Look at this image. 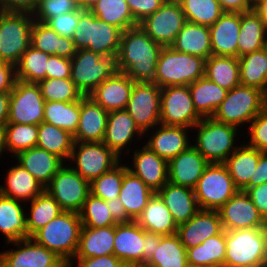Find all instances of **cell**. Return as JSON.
Segmentation results:
<instances>
[{"mask_svg":"<svg viewBox=\"0 0 267 267\" xmlns=\"http://www.w3.org/2000/svg\"><path fill=\"white\" fill-rule=\"evenodd\" d=\"M162 48L139 25L123 31L116 56L117 71L134 82H152Z\"/></svg>","mask_w":267,"mask_h":267,"instance_id":"6da1fadb","label":"cell"},{"mask_svg":"<svg viewBox=\"0 0 267 267\" xmlns=\"http://www.w3.org/2000/svg\"><path fill=\"white\" fill-rule=\"evenodd\" d=\"M82 228L77 212L62 211L44 227L36 231L31 238L60 257L67 267H71L76 254ZM71 261V262H70Z\"/></svg>","mask_w":267,"mask_h":267,"instance_id":"7a4b0ae2","label":"cell"},{"mask_svg":"<svg viewBox=\"0 0 267 267\" xmlns=\"http://www.w3.org/2000/svg\"><path fill=\"white\" fill-rule=\"evenodd\" d=\"M224 267H267V227L226 231Z\"/></svg>","mask_w":267,"mask_h":267,"instance_id":"3957f363","label":"cell"},{"mask_svg":"<svg viewBox=\"0 0 267 267\" xmlns=\"http://www.w3.org/2000/svg\"><path fill=\"white\" fill-rule=\"evenodd\" d=\"M122 32L117 26L96 17L90 10H83L79 14L72 40L76 49H87L103 57L116 58Z\"/></svg>","mask_w":267,"mask_h":267,"instance_id":"277c9868","label":"cell"},{"mask_svg":"<svg viewBox=\"0 0 267 267\" xmlns=\"http://www.w3.org/2000/svg\"><path fill=\"white\" fill-rule=\"evenodd\" d=\"M206 59L163 47L156 66L153 83L160 88L188 86L205 75Z\"/></svg>","mask_w":267,"mask_h":267,"instance_id":"5b68a950","label":"cell"},{"mask_svg":"<svg viewBox=\"0 0 267 267\" xmlns=\"http://www.w3.org/2000/svg\"><path fill=\"white\" fill-rule=\"evenodd\" d=\"M267 107V95L254 87L238 85L227 92L212 116L215 120L238 128L251 122Z\"/></svg>","mask_w":267,"mask_h":267,"instance_id":"8992f818","label":"cell"},{"mask_svg":"<svg viewBox=\"0 0 267 267\" xmlns=\"http://www.w3.org/2000/svg\"><path fill=\"white\" fill-rule=\"evenodd\" d=\"M33 22V14L0 11V61L19 62L30 46Z\"/></svg>","mask_w":267,"mask_h":267,"instance_id":"52a82bcc","label":"cell"},{"mask_svg":"<svg viewBox=\"0 0 267 267\" xmlns=\"http://www.w3.org/2000/svg\"><path fill=\"white\" fill-rule=\"evenodd\" d=\"M194 127L199 128V131L193 146L209 163H224L237 149L233 147L237 127L219 122L213 117L202 118Z\"/></svg>","mask_w":267,"mask_h":267,"instance_id":"ba28073f","label":"cell"},{"mask_svg":"<svg viewBox=\"0 0 267 267\" xmlns=\"http://www.w3.org/2000/svg\"><path fill=\"white\" fill-rule=\"evenodd\" d=\"M116 71V58L87 49H77L71 58V80L85 96Z\"/></svg>","mask_w":267,"mask_h":267,"instance_id":"9c48e42d","label":"cell"},{"mask_svg":"<svg viewBox=\"0 0 267 267\" xmlns=\"http://www.w3.org/2000/svg\"><path fill=\"white\" fill-rule=\"evenodd\" d=\"M239 189L223 163H210L198 180L194 193L202 210H218Z\"/></svg>","mask_w":267,"mask_h":267,"instance_id":"30bf717a","label":"cell"},{"mask_svg":"<svg viewBox=\"0 0 267 267\" xmlns=\"http://www.w3.org/2000/svg\"><path fill=\"white\" fill-rule=\"evenodd\" d=\"M45 191L57 201L63 211L79 213L90 194V182L72 167L62 166L45 187Z\"/></svg>","mask_w":267,"mask_h":267,"instance_id":"8fae6325","label":"cell"},{"mask_svg":"<svg viewBox=\"0 0 267 267\" xmlns=\"http://www.w3.org/2000/svg\"><path fill=\"white\" fill-rule=\"evenodd\" d=\"M186 22L178 0H166L157 11L145 17L138 25L154 42L169 47Z\"/></svg>","mask_w":267,"mask_h":267,"instance_id":"7c38bea8","label":"cell"},{"mask_svg":"<svg viewBox=\"0 0 267 267\" xmlns=\"http://www.w3.org/2000/svg\"><path fill=\"white\" fill-rule=\"evenodd\" d=\"M126 111L145 134L147 130L160 124L161 88L153 82H135Z\"/></svg>","mask_w":267,"mask_h":267,"instance_id":"4fadbf2b","label":"cell"},{"mask_svg":"<svg viewBox=\"0 0 267 267\" xmlns=\"http://www.w3.org/2000/svg\"><path fill=\"white\" fill-rule=\"evenodd\" d=\"M202 117L194 108L189 86L161 88L160 124L192 128Z\"/></svg>","mask_w":267,"mask_h":267,"instance_id":"5bb4252c","label":"cell"},{"mask_svg":"<svg viewBox=\"0 0 267 267\" xmlns=\"http://www.w3.org/2000/svg\"><path fill=\"white\" fill-rule=\"evenodd\" d=\"M45 100L37 83L16 80L10 92L7 123L39 125L44 119Z\"/></svg>","mask_w":267,"mask_h":267,"instance_id":"9a60e30c","label":"cell"},{"mask_svg":"<svg viewBox=\"0 0 267 267\" xmlns=\"http://www.w3.org/2000/svg\"><path fill=\"white\" fill-rule=\"evenodd\" d=\"M69 159H75L77 167L72 168L89 182L120 163L119 156L103 142H74Z\"/></svg>","mask_w":267,"mask_h":267,"instance_id":"2e32d148","label":"cell"},{"mask_svg":"<svg viewBox=\"0 0 267 267\" xmlns=\"http://www.w3.org/2000/svg\"><path fill=\"white\" fill-rule=\"evenodd\" d=\"M11 243L18 249L1 252L0 267H67L54 252L37 244L31 237Z\"/></svg>","mask_w":267,"mask_h":267,"instance_id":"e0dca14e","label":"cell"},{"mask_svg":"<svg viewBox=\"0 0 267 267\" xmlns=\"http://www.w3.org/2000/svg\"><path fill=\"white\" fill-rule=\"evenodd\" d=\"M217 211L225 231L267 227V222L263 219L257 207L243 190H238Z\"/></svg>","mask_w":267,"mask_h":267,"instance_id":"ac0fdd59","label":"cell"},{"mask_svg":"<svg viewBox=\"0 0 267 267\" xmlns=\"http://www.w3.org/2000/svg\"><path fill=\"white\" fill-rule=\"evenodd\" d=\"M210 163L191 146L168 162V182L194 189Z\"/></svg>","mask_w":267,"mask_h":267,"instance_id":"d6986e66","label":"cell"},{"mask_svg":"<svg viewBox=\"0 0 267 267\" xmlns=\"http://www.w3.org/2000/svg\"><path fill=\"white\" fill-rule=\"evenodd\" d=\"M220 215L216 210L200 209L187 222L178 225L177 235L186 249L198 246L206 239L223 231Z\"/></svg>","mask_w":267,"mask_h":267,"instance_id":"ffe728a7","label":"cell"},{"mask_svg":"<svg viewBox=\"0 0 267 267\" xmlns=\"http://www.w3.org/2000/svg\"><path fill=\"white\" fill-rule=\"evenodd\" d=\"M134 83L125 73L116 71L99 84L88 96L108 112L125 110Z\"/></svg>","mask_w":267,"mask_h":267,"instance_id":"44dd1931","label":"cell"},{"mask_svg":"<svg viewBox=\"0 0 267 267\" xmlns=\"http://www.w3.org/2000/svg\"><path fill=\"white\" fill-rule=\"evenodd\" d=\"M108 120V111L91 97L80 99V118L74 142H103Z\"/></svg>","mask_w":267,"mask_h":267,"instance_id":"7402d4cb","label":"cell"},{"mask_svg":"<svg viewBox=\"0 0 267 267\" xmlns=\"http://www.w3.org/2000/svg\"><path fill=\"white\" fill-rule=\"evenodd\" d=\"M209 30L212 55L238 58L240 13L224 12Z\"/></svg>","mask_w":267,"mask_h":267,"instance_id":"603a6c76","label":"cell"},{"mask_svg":"<svg viewBox=\"0 0 267 267\" xmlns=\"http://www.w3.org/2000/svg\"><path fill=\"white\" fill-rule=\"evenodd\" d=\"M134 170L129 171L138 176L151 190L158 192L168 182V161L144 146L133 157Z\"/></svg>","mask_w":267,"mask_h":267,"instance_id":"cb8c5ba5","label":"cell"},{"mask_svg":"<svg viewBox=\"0 0 267 267\" xmlns=\"http://www.w3.org/2000/svg\"><path fill=\"white\" fill-rule=\"evenodd\" d=\"M144 229L136 222L115 225L113 254L122 262L143 263Z\"/></svg>","mask_w":267,"mask_h":267,"instance_id":"d4e9b609","label":"cell"},{"mask_svg":"<svg viewBox=\"0 0 267 267\" xmlns=\"http://www.w3.org/2000/svg\"><path fill=\"white\" fill-rule=\"evenodd\" d=\"M176 225L191 219L199 210L194 189L167 182L158 192Z\"/></svg>","mask_w":267,"mask_h":267,"instance_id":"484cf974","label":"cell"},{"mask_svg":"<svg viewBox=\"0 0 267 267\" xmlns=\"http://www.w3.org/2000/svg\"><path fill=\"white\" fill-rule=\"evenodd\" d=\"M16 158L18 163L29 171L44 188L63 166L61 158L37 146L19 152Z\"/></svg>","mask_w":267,"mask_h":267,"instance_id":"4316f807","label":"cell"},{"mask_svg":"<svg viewBox=\"0 0 267 267\" xmlns=\"http://www.w3.org/2000/svg\"><path fill=\"white\" fill-rule=\"evenodd\" d=\"M30 45L49 55L71 59L76 48L71 37L60 36L46 23L35 21L31 28Z\"/></svg>","mask_w":267,"mask_h":267,"instance_id":"83f0119b","label":"cell"},{"mask_svg":"<svg viewBox=\"0 0 267 267\" xmlns=\"http://www.w3.org/2000/svg\"><path fill=\"white\" fill-rule=\"evenodd\" d=\"M143 135L136 126L134 119L125 110L108 112V120L103 143L107 145L117 156H121L122 148L129 144L135 134Z\"/></svg>","mask_w":267,"mask_h":267,"instance_id":"f1b7e54d","label":"cell"},{"mask_svg":"<svg viewBox=\"0 0 267 267\" xmlns=\"http://www.w3.org/2000/svg\"><path fill=\"white\" fill-rule=\"evenodd\" d=\"M115 226L89 228L82 226L74 258H93L112 255Z\"/></svg>","mask_w":267,"mask_h":267,"instance_id":"f546056e","label":"cell"},{"mask_svg":"<svg viewBox=\"0 0 267 267\" xmlns=\"http://www.w3.org/2000/svg\"><path fill=\"white\" fill-rule=\"evenodd\" d=\"M160 126L145 146L169 162L190 147L185 131L187 127L162 124Z\"/></svg>","mask_w":267,"mask_h":267,"instance_id":"4dcf8cb0","label":"cell"},{"mask_svg":"<svg viewBox=\"0 0 267 267\" xmlns=\"http://www.w3.org/2000/svg\"><path fill=\"white\" fill-rule=\"evenodd\" d=\"M145 231L161 235L177 233V225L164 201L155 192L143 212L135 220Z\"/></svg>","mask_w":267,"mask_h":267,"instance_id":"1f68e13d","label":"cell"},{"mask_svg":"<svg viewBox=\"0 0 267 267\" xmlns=\"http://www.w3.org/2000/svg\"><path fill=\"white\" fill-rule=\"evenodd\" d=\"M171 47L175 51L207 59L212 55L209 26L186 22Z\"/></svg>","mask_w":267,"mask_h":267,"instance_id":"d6a6232c","label":"cell"},{"mask_svg":"<svg viewBox=\"0 0 267 267\" xmlns=\"http://www.w3.org/2000/svg\"><path fill=\"white\" fill-rule=\"evenodd\" d=\"M155 192L151 190L138 176L125 166L119 200L123 203L127 215L135 221L143 212Z\"/></svg>","mask_w":267,"mask_h":267,"instance_id":"836d02e7","label":"cell"},{"mask_svg":"<svg viewBox=\"0 0 267 267\" xmlns=\"http://www.w3.org/2000/svg\"><path fill=\"white\" fill-rule=\"evenodd\" d=\"M266 34L267 26L254 9L240 13L238 57L267 47Z\"/></svg>","mask_w":267,"mask_h":267,"instance_id":"e575fe53","label":"cell"},{"mask_svg":"<svg viewBox=\"0 0 267 267\" xmlns=\"http://www.w3.org/2000/svg\"><path fill=\"white\" fill-rule=\"evenodd\" d=\"M259 159L260 151L248 144L237 147L223 163L239 190H242L250 180H254V171Z\"/></svg>","mask_w":267,"mask_h":267,"instance_id":"d590c367","label":"cell"},{"mask_svg":"<svg viewBox=\"0 0 267 267\" xmlns=\"http://www.w3.org/2000/svg\"><path fill=\"white\" fill-rule=\"evenodd\" d=\"M19 202L0 194V231L8 243L28 238L27 217Z\"/></svg>","mask_w":267,"mask_h":267,"instance_id":"8d00e7d4","label":"cell"},{"mask_svg":"<svg viewBox=\"0 0 267 267\" xmlns=\"http://www.w3.org/2000/svg\"><path fill=\"white\" fill-rule=\"evenodd\" d=\"M188 86L194 108L202 118L212 117L228 92L205 76Z\"/></svg>","mask_w":267,"mask_h":267,"instance_id":"74e56055","label":"cell"},{"mask_svg":"<svg viewBox=\"0 0 267 267\" xmlns=\"http://www.w3.org/2000/svg\"><path fill=\"white\" fill-rule=\"evenodd\" d=\"M226 231L206 239L198 246L187 249L188 265L198 267H224Z\"/></svg>","mask_w":267,"mask_h":267,"instance_id":"f35d334b","label":"cell"},{"mask_svg":"<svg viewBox=\"0 0 267 267\" xmlns=\"http://www.w3.org/2000/svg\"><path fill=\"white\" fill-rule=\"evenodd\" d=\"M6 180L7 188L0 186V194L15 200H33L45 190L20 164L9 169Z\"/></svg>","mask_w":267,"mask_h":267,"instance_id":"ab89813d","label":"cell"},{"mask_svg":"<svg viewBox=\"0 0 267 267\" xmlns=\"http://www.w3.org/2000/svg\"><path fill=\"white\" fill-rule=\"evenodd\" d=\"M240 85L257 88L267 95V47L238 57Z\"/></svg>","mask_w":267,"mask_h":267,"instance_id":"60d3db41","label":"cell"},{"mask_svg":"<svg viewBox=\"0 0 267 267\" xmlns=\"http://www.w3.org/2000/svg\"><path fill=\"white\" fill-rule=\"evenodd\" d=\"M205 77L230 91L240 85V68L237 57L209 56L205 61Z\"/></svg>","mask_w":267,"mask_h":267,"instance_id":"b9f144b4","label":"cell"},{"mask_svg":"<svg viewBox=\"0 0 267 267\" xmlns=\"http://www.w3.org/2000/svg\"><path fill=\"white\" fill-rule=\"evenodd\" d=\"M146 265L148 267H188L187 249L177 234L164 235Z\"/></svg>","mask_w":267,"mask_h":267,"instance_id":"7bdbcfd3","label":"cell"},{"mask_svg":"<svg viewBox=\"0 0 267 267\" xmlns=\"http://www.w3.org/2000/svg\"><path fill=\"white\" fill-rule=\"evenodd\" d=\"M79 118L80 100L73 102L45 101L44 122L74 135L79 124Z\"/></svg>","mask_w":267,"mask_h":267,"instance_id":"ee69618b","label":"cell"},{"mask_svg":"<svg viewBox=\"0 0 267 267\" xmlns=\"http://www.w3.org/2000/svg\"><path fill=\"white\" fill-rule=\"evenodd\" d=\"M73 144V135L69 132L44 121L38 125L37 147L65 161L64 159H69L71 156Z\"/></svg>","mask_w":267,"mask_h":267,"instance_id":"f6af8a7d","label":"cell"},{"mask_svg":"<svg viewBox=\"0 0 267 267\" xmlns=\"http://www.w3.org/2000/svg\"><path fill=\"white\" fill-rule=\"evenodd\" d=\"M90 11L99 19L125 31L138 26L126 0H98Z\"/></svg>","mask_w":267,"mask_h":267,"instance_id":"bcb514c9","label":"cell"},{"mask_svg":"<svg viewBox=\"0 0 267 267\" xmlns=\"http://www.w3.org/2000/svg\"><path fill=\"white\" fill-rule=\"evenodd\" d=\"M50 55L29 46L15 65L16 80L38 83L46 79V68Z\"/></svg>","mask_w":267,"mask_h":267,"instance_id":"7dc6e473","label":"cell"},{"mask_svg":"<svg viewBox=\"0 0 267 267\" xmlns=\"http://www.w3.org/2000/svg\"><path fill=\"white\" fill-rule=\"evenodd\" d=\"M30 209V217L26 218L28 238L63 211L57 201L45 190L31 200Z\"/></svg>","mask_w":267,"mask_h":267,"instance_id":"c3c4849f","label":"cell"},{"mask_svg":"<svg viewBox=\"0 0 267 267\" xmlns=\"http://www.w3.org/2000/svg\"><path fill=\"white\" fill-rule=\"evenodd\" d=\"M187 22L212 26L224 13L218 0H178Z\"/></svg>","mask_w":267,"mask_h":267,"instance_id":"681fc988","label":"cell"},{"mask_svg":"<svg viewBox=\"0 0 267 267\" xmlns=\"http://www.w3.org/2000/svg\"><path fill=\"white\" fill-rule=\"evenodd\" d=\"M4 132L6 149L15 156L37 145L38 125L7 123Z\"/></svg>","mask_w":267,"mask_h":267,"instance_id":"f907efd6","label":"cell"},{"mask_svg":"<svg viewBox=\"0 0 267 267\" xmlns=\"http://www.w3.org/2000/svg\"><path fill=\"white\" fill-rule=\"evenodd\" d=\"M79 215L82 226L84 227L100 228L115 226L117 224L111 216L107 202L101 198L95 197L91 193L85 200Z\"/></svg>","mask_w":267,"mask_h":267,"instance_id":"816d5d0a","label":"cell"},{"mask_svg":"<svg viewBox=\"0 0 267 267\" xmlns=\"http://www.w3.org/2000/svg\"><path fill=\"white\" fill-rule=\"evenodd\" d=\"M37 84L45 101L73 102L84 96L71 78H46Z\"/></svg>","mask_w":267,"mask_h":267,"instance_id":"f5cc1de1","label":"cell"},{"mask_svg":"<svg viewBox=\"0 0 267 267\" xmlns=\"http://www.w3.org/2000/svg\"><path fill=\"white\" fill-rule=\"evenodd\" d=\"M124 174L125 165L119 166L117 164L90 182V193L105 201L118 198Z\"/></svg>","mask_w":267,"mask_h":267,"instance_id":"db71d44e","label":"cell"},{"mask_svg":"<svg viewBox=\"0 0 267 267\" xmlns=\"http://www.w3.org/2000/svg\"><path fill=\"white\" fill-rule=\"evenodd\" d=\"M79 9L77 0H39L38 6L33 13L34 20L46 23L55 16Z\"/></svg>","mask_w":267,"mask_h":267,"instance_id":"11a10c76","label":"cell"},{"mask_svg":"<svg viewBox=\"0 0 267 267\" xmlns=\"http://www.w3.org/2000/svg\"><path fill=\"white\" fill-rule=\"evenodd\" d=\"M249 127V146L267 152V107L251 121Z\"/></svg>","mask_w":267,"mask_h":267,"instance_id":"9f6ffc18","label":"cell"},{"mask_svg":"<svg viewBox=\"0 0 267 267\" xmlns=\"http://www.w3.org/2000/svg\"><path fill=\"white\" fill-rule=\"evenodd\" d=\"M82 9L61 14L49 19L46 24L55 30L60 36L73 37L75 28L79 22V14Z\"/></svg>","mask_w":267,"mask_h":267,"instance_id":"6f0895ef","label":"cell"},{"mask_svg":"<svg viewBox=\"0 0 267 267\" xmlns=\"http://www.w3.org/2000/svg\"><path fill=\"white\" fill-rule=\"evenodd\" d=\"M166 0H126L137 23L157 11Z\"/></svg>","mask_w":267,"mask_h":267,"instance_id":"680465c9","label":"cell"},{"mask_svg":"<svg viewBox=\"0 0 267 267\" xmlns=\"http://www.w3.org/2000/svg\"><path fill=\"white\" fill-rule=\"evenodd\" d=\"M46 78H71V59L50 55Z\"/></svg>","mask_w":267,"mask_h":267,"instance_id":"91938a15","label":"cell"},{"mask_svg":"<svg viewBox=\"0 0 267 267\" xmlns=\"http://www.w3.org/2000/svg\"><path fill=\"white\" fill-rule=\"evenodd\" d=\"M245 192L257 207L260 215L267 222V183L250 187Z\"/></svg>","mask_w":267,"mask_h":267,"instance_id":"94428289","label":"cell"},{"mask_svg":"<svg viewBox=\"0 0 267 267\" xmlns=\"http://www.w3.org/2000/svg\"><path fill=\"white\" fill-rule=\"evenodd\" d=\"M38 3L39 0H0V11L33 14Z\"/></svg>","mask_w":267,"mask_h":267,"instance_id":"6125c7cd","label":"cell"},{"mask_svg":"<svg viewBox=\"0 0 267 267\" xmlns=\"http://www.w3.org/2000/svg\"><path fill=\"white\" fill-rule=\"evenodd\" d=\"M78 267H120L122 261L114 254L93 258H77Z\"/></svg>","mask_w":267,"mask_h":267,"instance_id":"be15d7a7","label":"cell"},{"mask_svg":"<svg viewBox=\"0 0 267 267\" xmlns=\"http://www.w3.org/2000/svg\"><path fill=\"white\" fill-rule=\"evenodd\" d=\"M16 82L15 65L0 61V92H11Z\"/></svg>","mask_w":267,"mask_h":267,"instance_id":"e7e4bbea","label":"cell"},{"mask_svg":"<svg viewBox=\"0 0 267 267\" xmlns=\"http://www.w3.org/2000/svg\"><path fill=\"white\" fill-rule=\"evenodd\" d=\"M262 183H267V152L260 151L259 163L254 171V180H250L242 190L246 191L248 188L258 186Z\"/></svg>","mask_w":267,"mask_h":267,"instance_id":"03108f58","label":"cell"},{"mask_svg":"<svg viewBox=\"0 0 267 267\" xmlns=\"http://www.w3.org/2000/svg\"><path fill=\"white\" fill-rule=\"evenodd\" d=\"M224 12L242 13L254 9L250 0H218Z\"/></svg>","mask_w":267,"mask_h":267,"instance_id":"003e7915","label":"cell"},{"mask_svg":"<svg viewBox=\"0 0 267 267\" xmlns=\"http://www.w3.org/2000/svg\"><path fill=\"white\" fill-rule=\"evenodd\" d=\"M163 235L157 233H151L144 230V251H143V263H147L153 256L155 249L160 244L161 237Z\"/></svg>","mask_w":267,"mask_h":267,"instance_id":"a7ac6f4b","label":"cell"},{"mask_svg":"<svg viewBox=\"0 0 267 267\" xmlns=\"http://www.w3.org/2000/svg\"><path fill=\"white\" fill-rule=\"evenodd\" d=\"M107 206L111 212V216L117 224L120 223H129L133 221L126 213V209L123 206V203L119 200V198H115L113 200H108Z\"/></svg>","mask_w":267,"mask_h":267,"instance_id":"89a4df30","label":"cell"},{"mask_svg":"<svg viewBox=\"0 0 267 267\" xmlns=\"http://www.w3.org/2000/svg\"><path fill=\"white\" fill-rule=\"evenodd\" d=\"M10 92H0V126H5L9 117Z\"/></svg>","mask_w":267,"mask_h":267,"instance_id":"2644e50d","label":"cell"},{"mask_svg":"<svg viewBox=\"0 0 267 267\" xmlns=\"http://www.w3.org/2000/svg\"><path fill=\"white\" fill-rule=\"evenodd\" d=\"M254 10L267 26V0H259L256 4H254Z\"/></svg>","mask_w":267,"mask_h":267,"instance_id":"8c879c8a","label":"cell"},{"mask_svg":"<svg viewBox=\"0 0 267 267\" xmlns=\"http://www.w3.org/2000/svg\"><path fill=\"white\" fill-rule=\"evenodd\" d=\"M98 0H77L78 6L82 10H90Z\"/></svg>","mask_w":267,"mask_h":267,"instance_id":"753ad0ef","label":"cell"},{"mask_svg":"<svg viewBox=\"0 0 267 267\" xmlns=\"http://www.w3.org/2000/svg\"><path fill=\"white\" fill-rule=\"evenodd\" d=\"M6 149L4 126H0V156Z\"/></svg>","mask_w":267,"mask_h":267,"instance_id":"34e18365","label":"cell"},{"mask_svg":"<svg viewBox=\"0 0 267 267\" xmlns=\"http://www.w3.org/2000/svg\"><path fill=\"white\" fill-rule=\"evenodd\" d=\"M120 267H148L145 263H128L122 262Z\"/></svg>","mask_w":267,"mask_h":267,"instance_id":"11e5206c","label":"cell"},{"mask_svg":"<svg viewBox=\"0 0 267 267\" xmlns=\"http://www.w3.org/2000/svg\"><path fill=\"white\" fill-rule=\"evenodd\" d=\"M253 4H256L259 0H250Z\"/></svg>","mask_w":267,"mask_h":267,"instance_id":"2a66077c","label":"cell"}]
</instances>
